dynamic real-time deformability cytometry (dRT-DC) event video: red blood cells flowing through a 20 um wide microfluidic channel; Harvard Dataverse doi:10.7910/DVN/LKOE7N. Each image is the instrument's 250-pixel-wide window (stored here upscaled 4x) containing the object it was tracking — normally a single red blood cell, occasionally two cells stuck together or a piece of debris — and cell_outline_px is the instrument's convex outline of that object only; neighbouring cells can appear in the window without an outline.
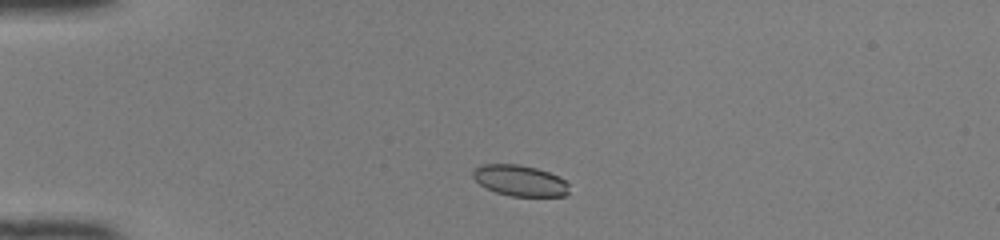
{"species": "common noctule bat (a hibernating species)", "species_latin": "Nyctalus noctula", "temperature_condition": "room temperature", "stored_images_in_passage": 38, "camera_frame_rate_fps": 3000, "um_per_image_px": 0.085, "animal": {"sex": "female", "body_mass_g": 22.0, "forearm_length_mm": 56.7}, "frame": {"image": 1, "passage_image": 1, "time_ms": 0.0, "image_size_px": [1000, 240], "cell_outline_px": [[568, 192], [564, 196], [512, 196], [496, 192], [480, 184], [472, 176], [472, 172], [480, 164], [520, 164], [536, 168], [560, 176], [568, 184]], "centroid_in_image_um": [44.19, 15.34], "position_along_channel_um": 40.8, "area_um2": 17.28}}
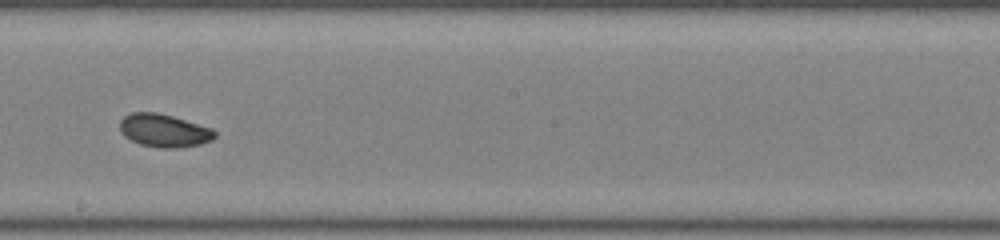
{"frame": {"image": 2, "passage_image": 18, "time_ms": 5.667, "image_size_px": [1000, 240], "cell_outline_px": [[216, 136], [212, 140], [200, 144], [176, 148], [160, 148], [140, 144], [124, 136], [120, 132], [120, 120], [124, 116], [132, 112], [156, 112], [172, 116], [212, 128], [216, 132]], "centroid_in_image_um": [13.93, 11.1], "position_along_channel_um": 234.3, "area_um2": 18.26}}
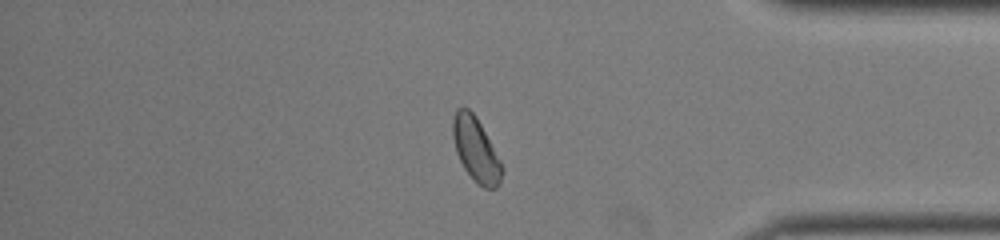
{"frame": {"image": 3, "passage_image": 31, "time_ms": 10.0, "image_size_px": [1000, 240], "cell_outline_px": [[504, 172], [496, 188], [484, 188], [476, 184], [464, 168], [456, 152], [452, 136], [452, 116], [456, 108], [468, 108], [476, 116], [500, 160], [504, 168]], "centroid_in_image_um": [40.43, 12.72], "position_along_channel_um": 394.8, "area_um2": 18.38}, "authors_computed_cell_mechanics": {"area_um2": 18.3515, "velocity_mm_per_s": 4.1146, "shape_relaxation_time_tau1_ms": 1.9245, "shape_relaxation_time_tau2_ms": 4.6984, "deformation_change_tau1": 0.0767, "deformation_change_tau2": 0.0846}}